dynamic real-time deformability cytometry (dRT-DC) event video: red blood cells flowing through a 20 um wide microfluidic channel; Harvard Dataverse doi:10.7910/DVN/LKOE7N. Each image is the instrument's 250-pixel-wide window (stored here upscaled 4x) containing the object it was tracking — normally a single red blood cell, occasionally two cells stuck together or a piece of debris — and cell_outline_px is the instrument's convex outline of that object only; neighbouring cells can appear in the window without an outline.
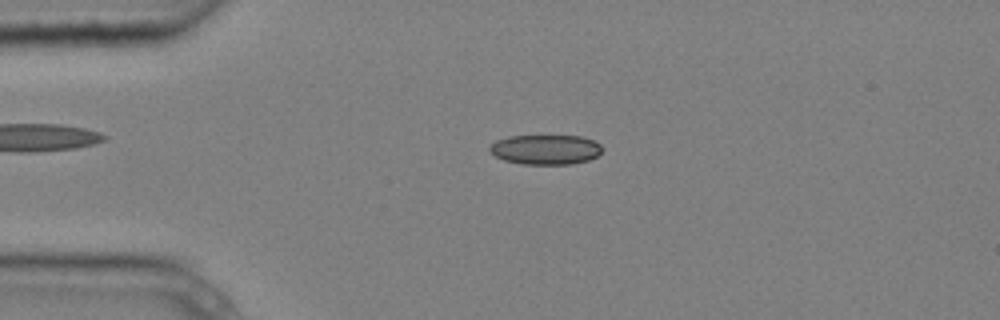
{"species": "common noctule bat (a hibernating species)", "species_latin": "Nyctalus noctula", "temperature_condition": "cold", "stored_images_in_passage": 5, "camera_frame_rate_fps": 3000, "um_per_image_px": 0.085, "animal": {"sex": "male", "body_mass_g": 20.4}, "frame": {"image": 1, "passage_image": 3, "time_ms": 0.667, "image_size_px": [1000, 320], "cell_outline_px": [[604, 148], [596, 156], [588, 160], [572, 164], [520, 164], [504, 160], [488, 152], [488, 148], [496, 140], [508, 136], [580, 136], [592, 140], [600, 144]], "centroid_in_image_um": [46.35, 12.71], "position_along_channel_um": 38.7, "area_um2": 19.59}}
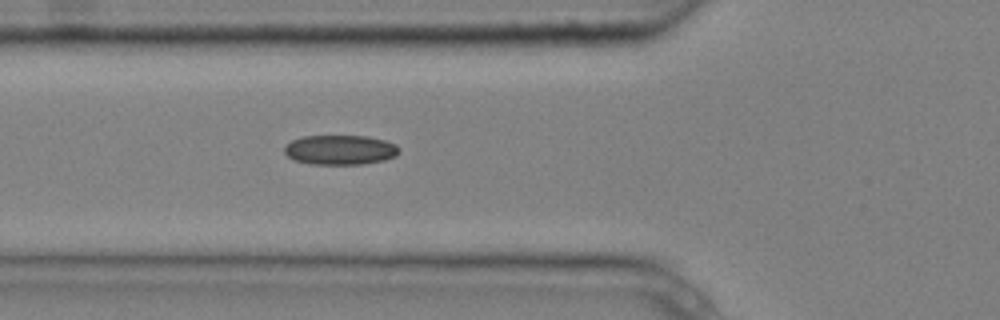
{"frame": {"image": 2, "passage_image": 5, "time_ms": 1.333, "image_size_px": [1000, 320], "cell_outline_px": [[400, 152], [396, 156], [384, 160], [364, 164], [308, 164], [296, 160], [288, 156], [284, 152], [284, 144], [292, 140], [304, 136], [368, 136], [384, 140], [396, 144], [400, 148]], "centroid_in_image_um": [28.93, 12.74], "position_along_channel_um": 96.9, "area_um2": 20.0}}